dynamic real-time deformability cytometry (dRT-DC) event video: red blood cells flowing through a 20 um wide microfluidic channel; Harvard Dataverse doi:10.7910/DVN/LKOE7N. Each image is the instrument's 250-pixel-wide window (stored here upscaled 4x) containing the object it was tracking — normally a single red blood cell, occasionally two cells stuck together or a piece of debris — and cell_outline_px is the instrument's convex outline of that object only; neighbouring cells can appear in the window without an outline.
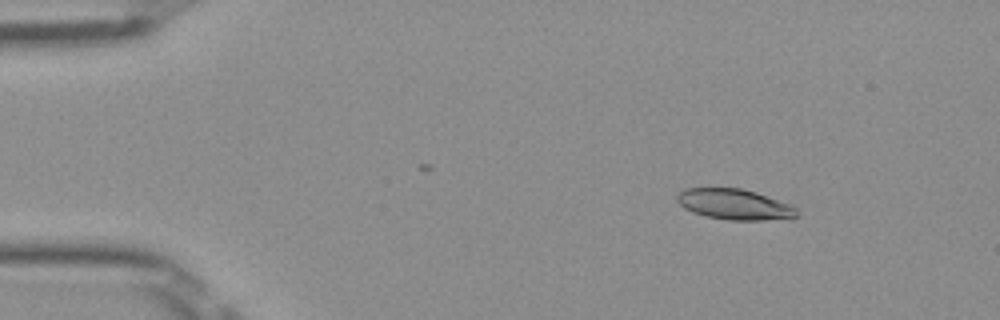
{"species": "Egyptian fruit bat (a non-hibernating species)", "species_latin": "Rousettus aegyptiacus", "temperature_condition": "room temperature", "stored_images_in_passage": 40, "camera_frame_rate_fps": 3000, "um_per_image_px": 0.085, "frame": {"image": 1, "passage_image": 7, "time_ms": 2.0, "image_size_px": [1000, 320], "cell_outline_px": [[800, 216], [792, 220], [728, 220], [708, 216], [692, 212], [684, 208], [676, 200], [676, 196], [684, 188], [740, 188], [756, 192], [788, 204], [796, 208]], "centroid_in_image_um": [62.48, 17.39], "position_along_channel_um": 22.5, "area_um2": 21.56}}
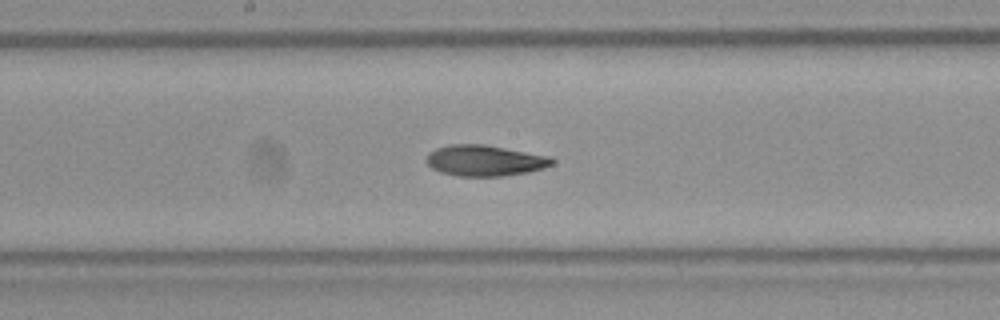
{"frame": {"image": 2, "passage_image": 27, "time_ms": 8.667, "image_size_px": [1000, 320], "cell_outline_px": [[556, 160], [552, 164], [544, 168], [528, 172], [504, 176], [456, 176], [440, 172], [432, 168], [424, 160], [428, 152], [436, 148], [448, 144], [484, 144], [552, 156]], "centroid_in_image_um": [41.2, 13.64], "position_along_channel_um": 207.0, "area_um2": 23.0}}
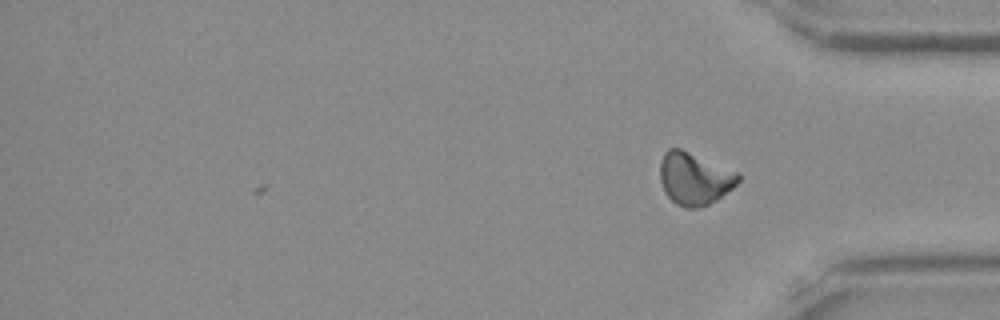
{"frame": {"image": 3, "passage_image": 40, "time_ms": 13.0, "image_size_px": [1000, 320], "cell_outline_px": [[740, 180], [732, 188], [716, 200], [700, 208], [684, 208], [676, 204], [664, 192], [660, 180], [660, 160], [664, 152], [668, 148], [680, 148], [740, 172]], "centroid_in_image_um": [59.02, 15.17], "position_along_channel_um": 376.2, "area_um2": 24.1}, "authors_computed_cell_mechanics": {"area_um2": 22.7154, "velocity_mm_per_s": 3.9977, "shape_relaxation_time_tau1_ms": 6.2826, "shape_relaxation_time_tau2_ms": 3.9119, "deformation_change_tau1": 0.1595, "deformation_change_tau2": 0.0889}}